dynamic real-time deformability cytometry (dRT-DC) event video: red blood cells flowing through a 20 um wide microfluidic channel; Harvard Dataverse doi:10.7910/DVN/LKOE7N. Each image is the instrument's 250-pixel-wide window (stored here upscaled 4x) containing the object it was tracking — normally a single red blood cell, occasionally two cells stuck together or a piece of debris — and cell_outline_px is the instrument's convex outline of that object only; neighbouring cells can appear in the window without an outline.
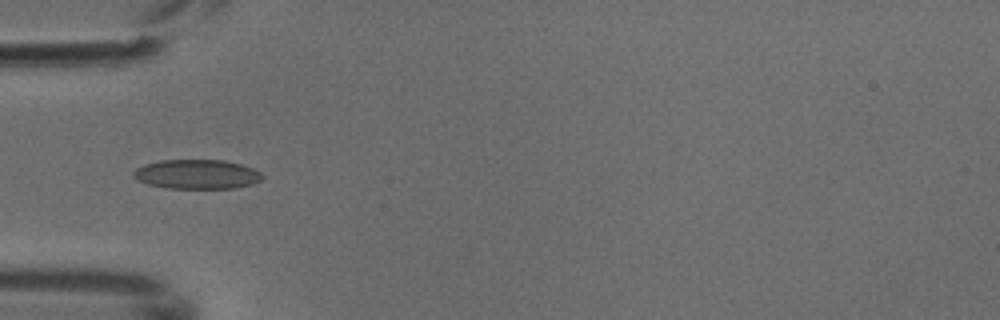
{"species": "common noctule bat (a hibernating species)", "species_latin": "Nyctalus noctula", "temperature_condition": "cold", "stored_images_in_passage": 5, "camera_frame_rate_fps": 3000, "um_per_image_px": 0.085, "animal": {"sex": "male", "body_mass_g": 18.8}, "frame": {"image": 1, "passage_image": 5, "time_ms": 1.333, "image_size_px": [1000, 320], "cell_outline_px": [[264, 176], [260, 180], [252, 184], [236, 188], [168, 188], [148, 184], [136, 180], [132, 176], [132, 172], [136, 168], [144, 164], [160, 160], [224, 160], [240, 164], [252, 168], [260, 172]], "centroid_in_image_um": [16.7, 14.81], "position_along_channel_um": 68.3, "area_um2": 22.14}}